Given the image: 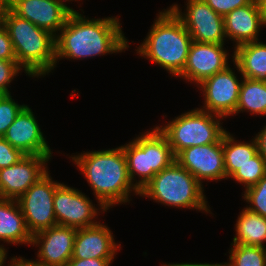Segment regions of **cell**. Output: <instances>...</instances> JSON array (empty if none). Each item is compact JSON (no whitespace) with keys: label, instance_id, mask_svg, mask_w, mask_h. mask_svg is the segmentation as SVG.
<instances>
[{"label":"cell","instance_id":"26","mask_svg":"<svg viewBox=\"0 0 266 266\" xmlns=\"http://www.w3.org/2000/svg\"><path fill=\"white\" fill-rule=\"evenodd\" d=\"M266 175V161L257 153L250 159V162L240 167L230 178H233L244 188L255 185L261 178Z\"/></svg>","mask_w":266,"mask_h":266},{"label":"cell","instance_id":"3","mask_svg":"<svg viewBox=\"0 0 266 266\" xmlns=\"http://www.w3.org/2000/svg\"><path fill=\"white\" fill-rule=\"evenodd\" d=\"M192 41L182 21L167 8L157 14L146 38L135 51L177 77L186 65Z\"/></svg>","mask_w":266,"mask_h":266},{"label":"cell","instance_id":"24","mask_svg":"<svg viewBox=\"0 0 266 266\" xmlns=\"http://www.w3.org/2000/svg\"><path fill=\"white\" fill-rule=\"evenodd\" d=\"M239 100L234 115L250 112L251 115H266V81L241 77Z\"/></svg>","mask_w":266,"mask_h":266},{"label":"cell","instance_id":"2","mask_svg":"<svg viewBox=\"0 0 266 266\" xmlns=\"http://www.w3.org/2000/svg\"><path fill=\"white\" fill-rule=\"evenodd\" d=\"M93 190L97 205L106 209L130 203V193L140 195L128 175L127 159L122 146L83 152L71 156ZM112 206V207H111Z\"/></svg>","mask_w":266,"mask_h":266},{"label":"cell","instance_id":"23","mask_svg":"<svg viewBox=\"0 0 266 266\" xmlns=\"http://www.w3.org/2000/svg\"><path fill=\"white\" fill-rule=\"evenodd\" d=\"M232 135L228 131L223 135L226 179H229L240 167L250 162V159L258 153L254 137L248 143L237 141Z\"/></svg>","mask_w":266,"mask_h":266},{"label":"cell","instance_id":"18","mask_svg":"<svg viewBox=\"0 0 266 266\" xmlns=\"http://www.w3.org/2000/svg\"><path fill=\"white\" fill-rule=\"evenodd\" d=\"M266 26V16L255 0L236 8L224 16L225 34L234 41V48L245 43L259 41L261 27Z\"/></svg>","mask_w":266,"mask_h":266},{"label":"cell","instance_id":"7","mask_svg":"<svg viewBox=\"0 0 266 266\" xmlns=\"http://www.w3.org/2000/svg\"><path fill=\"white\" fill-rule=\"evenodd\" d=\"M223 119L220 115L195 108L157 128L167 138L176 156L189 147L220 142L226 132L220 122Z\"/></svg>","mask_w":266,"mask_h":266},{"label":"cell","instance_id":"1","mask_svg":"<svg viewBox=\"0 0 266 266\" xmlns=\"http://www.w3.org/2000/svg\"><path fill=\"white\" fill-rule=\"evenodd\" d=\"M118 17L87 19L73 10L55 37L56 63L60 59L83 60L125 52L129 43Z\"/></svg>","mask_w":266,"mask_h":266},{"label":"cell","instance_id":"25","mask_svg":"<svg viewBox=\"0 0 266 266\" xmlns=\"http://www.w3.org/2000/svg\"><path fill=\"white\" fill-rule=\"evenodd\" d=\"M229 262L224 266H266V248L255 245L232 244Z\"/></svg>","mask_w":266,"mask_h":266},{"label":"cell","instance_id":"33","mask_svg":"<svg viewBox=\"0 0 266 266\" xmlns=\"http://www.w3.org/2000/svg\"><path fill=\"white\" fill-rule=\"evenodd\" d=\"M114 259H98V258H88V259H78L71 258L66 266H110Z\"/></svg>","mask_w":266,"mask_h":266},{"label":"cell","instance_id":"11","mask_svg":"<svg viewBox=\"0 0 266 266\" xmlns=\"http://www.w3.org/2000/svg\"><path fill=\"white\" fill-rule=\"evenodd\" d=\"M240 81V82H239ZM242 80L229 66L204 79L197 85L203 92L204 105L201 110L220 115L224 118L236 112Z\"/></svg>","mask_w":266,"mask_h":266},{"label":"cell","instance_id":"5","mask_svg":"<svg viewBox=\"0 0 266 266\" xmlns=\"http://www.w3.org/2000/svg\"><path fill=\"white\" fill-rule=\"evenodd\" d=\"M204 186L188 170L174 161L164 168L140 190L147 197L168 207L196 209L212 214Z\"/></svg>","mask_w":266,"mask_h":266},{"label":"cell","instance_id":"38","mask_svg":"<svg viewBox=\"0 0 266 266\" xmlns=\"http://www.w3.org/2000/svg\"><path fill=\"white\" fill-rule=\"evenodd\" d=\"M7 259V250L4 246L0 245V266H5Z\"/></svg>","mask_w":266,"mask_h":266},{"label":"cell","instance_id":"27","mask_svg":"<svg viewBox=\"0 0 266 266\" xmlns=\"http://www.w3.org/2000/svg\"><path fill=\"white\" fill-rule=\"evenodd\" d=\"M242 195L244 201L250 204L246 209L266 217V175L255 185L246 188Z\"/></svg>","mask_w":266,"mask_h":266},{"label":"cell","instance_id":"37","mask_svg":"<svg viewBox=\"0 0 266 266\" xmlns=\"http://www.w3.org/2000/svg\"><path fill=\"white\" fill-rule=\"evenodd\" d=\"M9 9V3H0V27L5 23V15Z\"/></svg>","mask_w":266,"mask_h":266},{"label":"cell","instance_id":"36","mask_svg":"<svg viewBox=\"0 0 266 266\" xmlns=\"http://www.w3.org/2000/svg\"><path fill=\"white\" fill-rule=\"evenodd\" d=\"M161 266H224L223 263H213V264H209V263H165V264H162Z\"/></svg>","mask_w":266,"mask_h":266},{"label":"cell","instance_id":"12","mask_svg":"<svg viewBox=\"0 0 266 266\" xmlns=\"http://www.w3.org/2000/svg\"><path fill=\"white\" fill-rule=\"evenodd\" d=\"M52 156L25 155L16 164L0 169L2 198L18 200L34 183L48 172Z\"/></svg>","mask_w":266,"mask_h":266},{"label":"cell","instance_id":"19","mask_svg":"<svg viewBox=\"0 0 266 266\" xmlns=\"http://www.w3.org/2000/svg\"><path fill=\"white\" fill-rule=\"evenodd\" d=\"M112 234L110 228L100 222L94 226L78 228L72 258L114 259L121 244L115 243Z\"/></svg>","mask_w":266,"mask_h":266},{"label":"cell","instance_id":"22","mask_svg":"<svg viewBox=\"0 0 266 266\" xmlns=\"http://www.w3.org/2000/svg\"><path fill=\"white\" fill-rule=\"evenodd\" d=\"M236 235L232 244H245L265 247L266 217L260 216L246 208L240 212L236 224Z\"/></svg>","mask_w":266,"mask_h":266},{"label":"cell","instance_id":"34","mask_svg":"<svg viewBox=\"0 0 266 266\" xmlns=\"http://www.w3.org/2000/svg\"><path fill=\"white\" fill-rule=\"evenodd\" d=\"M256 144H257V150L258 153L264 158L266 161V125L258 134L254 137Z\"/></svg>","mask_w":266,"mask_h":266},{"label":"cell","instance_id":"16","mask_svg":"<svg viewBox=\"0 0 266 266\" xmlns=\"http://www.w3.org/2000/svg\"><path fill=\"white\" fill-rule=\"evenodd\" d=\"M224 45L192 41L186 65L177 77L197 86L204 79L226 69L230 58Z\"/></svg>","mask_w":266,"mask_h":266},{"label":"cell","instance_id":"40","mask_svg":"<svg viewBox=\"0 0 266 266\" xmlns=\"http://www.w3.org/2000/svg\"><path fill=\"white\" fill-rule=\"evenodd\" d=\"M0 3H9V0H0Z\"/></svg>","mask_w":266,"mask_h":266},{"label":"cell","instance_id":"4","mask_svg":"<svg viewBox=\"0 0 266 266\" xmlns=\"http://www.w3.org/2000/svg\"><path fill=\"white\" fill-rule=\"evenodd\" d=\"M18 64L26 75L41 77L56 67L55 36L7 10L4 23Z\"/></svg>","mask_w":266,"mask_h":266},{"label":"cell","instance_id":"14","mask_svg":"<svg viewBox=\"0 0 266 266\" xmlns=\"http://www.w3.org/2000/svg\"><path fill=\"white\" fill-rule=\"evenodd\" d=\"M175 161L188 170L201 184L203 180L226 179L223 137L218 143L186 148L175 156Z\"/></svg>","mask_w":266,"mask_h":266},{"label":"cell","instance_id":"9","mask_svg":"<svg viewBox=\"0 0 266 266\" xmlns=\"http://www.w3.org/2000/svg\"><path fill=\"white\" fill-rule=\"evenodd\" d=\"M186 2L184 13L177 4L169 8L182 21L192 40L201 43L224 44L227 38L224 17L216 13L204 0H187Z\"/></svg>","mask_w":266,"mask_h":266},{"label":"cell","instance_id":"10","mask_svg":"<svg viewBox=\"0 0 266 266\" xmlns=\"http://www.w3.org/2000/svg\"><path fill=\"white\" fill-rule=\"evenodd\" d=\"M53 206L57 225L77 229L98 224L99 221L94 219L100 214L99 211L104 213L108 210L104 206L96 208L87 195L61 182L56 187Z\"/></svg>","mask_w":266,"mask_h":266},{"label":"cell","instance_id":"28","mask_svg":"<svg viewBox=\"0 0 266 266\" xmlns=\"http://www.w3.org/2000/svg\"><path fill=\"white\" fill-rule=\"evenodd\" d=\"M25 106L15 102L11 94H0V137L5 135L8 127Z\"/></svg>","mask_w":266,"mask_h":266},{"label":"cell","instance_id":"13","mask_svg":"<svg viewBox=\"0 0 266 266\" xmlns=\"http://www.w3.org/2000/svg\"><path fill=\"white\" fill-rule=\"evenodd\" d=\"M67 0H9V9L55 37L74 10Z\"/></svg>","mask_w":266,"mask_h":266},{"label":"cell","instance_id":"8","mask_svg":"<svg viewBox=\"0 0 266 266\" xmlns=\"http://www.w3.org/2000/svg\"><path fill=\"white\" fill-rule=\"evenodd\" d=\"M49 172L17 200L31 235L57 225L53 199L60 183L53 181Z\"/></svg>","mask_w":266,"mask_h":266},{"label":"cell","instance_id":"39","mask_svg":"<svg viewBox=\"0 0 266 266\" xmlns=\"http://www.w3.org/2000/svg\"><path fill=\"white\" fill-rule=\"evenodd\" d=\"M257 3V6L261 9V11L266 16V0H255Z\"/></svg>","mask_w":266,"mask_h":266},{"label":"cell","instance_id":"15","mask_svg":"<svg viewBox=\"0 0 266 266\" xmlns=\"http://www.w3.org/2000/svg\"><path fill=\"white\" fill-rule=\"evenodd\" d=\"M77 228L56 225L32 235L31 245L38 247L39 266H66L73 256Z\"/></svg>","mask_w":266,"mask_h":266},{"label":"cell","instance_id":"29","mask_svg":"<svg viewBox=\"0 0 266 266\" xmlns=\"http://www.w3.org/2000/svg\"><path fill=\"white\" fill-rule=\"evenodd\" d=\"M23 68L17 60L0 59V94H10L9 85Z\"/></svg>","mask_w":266,"mask_h":266},{"label":"cell","instance_id":"21","mask_svg":"<svg viewBox=\"0 0 266 266\" xmlns=\"http://www.w3.org/2000/svg\"><path fill=\"white\" fill-rule=\"evenodd\" d=\"M232 59L242 77L266 81V43L255 41L237 46Z\"/></svg>","mask_w":266,"mask_h":266},{"label":"cell","instance_id":"20","mask_svg":"<svg viewBox=\"0 0 266 266\" xmlns=\"http://www.w3.org/2000/svg\"><path fill=\"white\" fill-rule=\"evenodd\" d=\"M0 241L31 245L32 235L17 200L0 199Z\"/></svg>","mask_w":266,"mask_h":266},{"label":"cell","instance_id":"17","mask_svg":"<svg viewBox=\"0 0 266 266\" xmlns=\"http://www.w3.org/2000/svg\"><path fill=\"white\" fill-rule=\"evenodd\" d=\"M3 138L25 155L52 156L53 154L38 120L28 105L16 116Z\"/></svg>","mask_w":266,"mask_h":266},{"label":"cell","instance_id":"32","mask_svg":"<svg viewBox=\"0 0 266 266\" xmlns=\"http://www.w3.org/2000/svg\"><path fill=\"white\" fill-rule=\"evenodd\" d=\"M0 59L16 60L12 41L5 25L0 27Z\"/></svg>","mask_w":266,"mask_h":266},{"label":"cell","instance_id":"31","mask_svg":"<svg viewBox=\"0 0 266 266\" xmlns=\"http://www.w3.org/2000/svg\"><path fill=\"white\" fill-rule=\"evenodd\" d=\"M216 13L223 17L236 8L247 5L251 0H204Z\"/></svg>","mask_w":266,"mask_h":266},{"label":"cell","instance_id":"6","mask_svg":"<svg viewBox=\"0 0 266 266\" xmlns=\"http://www.w3.org/2000/svg\"><path fill=\"white\" fill-rule=\"evenodd\" d=\"M121 146L127 159L129 178L139 191L155 174L175 161L167 138L157 127ZM136 175H138V180L135 178Z\"/></svg>","mask_w":266,"mask_h":266},{"label":"cell","instance_id":"35","mask_svg":"<svg viewBox=\"0 0 266 266\" xmlns=\"http://www.w3.org/2000/svg\"><path fill=\"white\" fill-rule=\"evenodd\" d=\"M11 261L8 262L7 266H39L33 260H27L23 257H12Z\"/></svg>","mask_w":266,"mask_h":266},{"label":"cell","instance_id":"30","mask_svg":"<svg viewBox=\"0 0 266 266\" xmlns=\"http://www.w3.org/2000/svg\"><path fill=\"white\" fill-rule=\"evenodd\" d=\"M24 156L25 154L20 150L13 147L3 137H0V169L16 164Z\"/></svg>","mask_w":266,"mask_h":266}]
</instances>
